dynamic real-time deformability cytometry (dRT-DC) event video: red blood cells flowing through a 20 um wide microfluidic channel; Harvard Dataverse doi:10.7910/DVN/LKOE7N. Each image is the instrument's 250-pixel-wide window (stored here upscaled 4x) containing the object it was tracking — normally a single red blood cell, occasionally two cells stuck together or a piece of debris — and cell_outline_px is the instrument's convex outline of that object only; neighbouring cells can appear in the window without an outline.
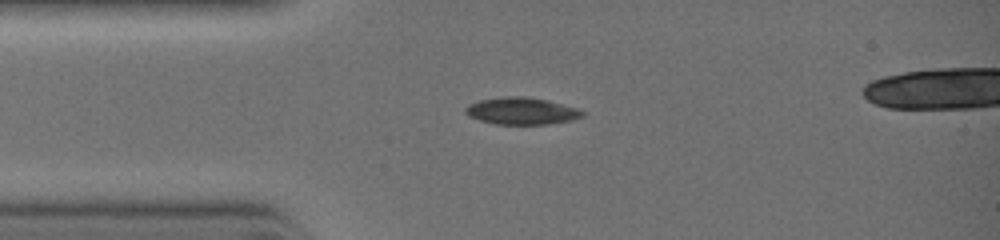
{"species": "common noctule bat (a hibernating species)", "species_latin": "Nyctalus noctula", "temperature_condition": "warm", "stored_images_in_passage": 25, "camera_frame_rate_fps": 3000, "um_per_image_px": 0.085, "animal": {"sex": "female", "body_mass_g": 19.0, "forearm_length_mm": 51.5}, "frame": {"image": 1, "passage_image": 1, "time_ms": 0.0, "image_size_px": [1000, 240], "cell_outline_px": [[584, 116], [572, 120], [548, 124], [496, 124], [480, 120], [468, 116], [464, 112], [464, 108], [468, 104], [480, 100], [500, 96], [524, 96], [548, 100], [564, 104], [576, 108], [584, 112]], "centroid_in_image_um": [44.31, 9.42], "position_along_channel_um": 40.7, "area_um2": 18.55}}
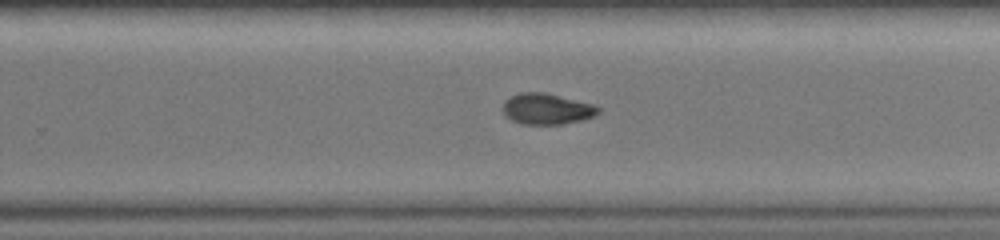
{"frame": {"image": 2, "passage_image": 14, "time_ms": 4.333, "image_size_px": [1000, 240], "cell_outline_px": [[600, 112], [584, 120], [560, 124], [520, 124], [512, 120], [504, 112], [504, 100], [520, 92], [544, 92], [596, 104], [600, 108]], "centroid_in_image_um": [46.52, 9.25], "position_along_channel_um": 283.3, "area_um2": 17.22}}
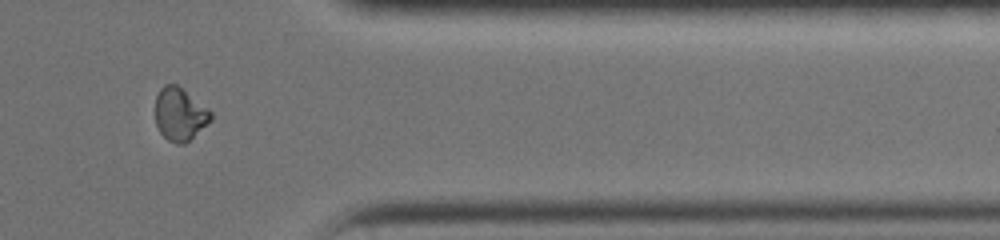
{"frame": {"image": 3, "passage_image": 20, "time_ms": 6.333, "image_size_px": [1000, 240], "cell_outline_px": [[212, 120], [184, 144], [176, 144], [168, 140], [160, 132], [156, 124], [156, 96], [160, 88], [164, 84], [176, 84], [208, 108], [212, 112]], "centroid_in_image_um": [15.28, 9.7], "position_along_channel_um": 396.1, "area_um2": 16.99}}